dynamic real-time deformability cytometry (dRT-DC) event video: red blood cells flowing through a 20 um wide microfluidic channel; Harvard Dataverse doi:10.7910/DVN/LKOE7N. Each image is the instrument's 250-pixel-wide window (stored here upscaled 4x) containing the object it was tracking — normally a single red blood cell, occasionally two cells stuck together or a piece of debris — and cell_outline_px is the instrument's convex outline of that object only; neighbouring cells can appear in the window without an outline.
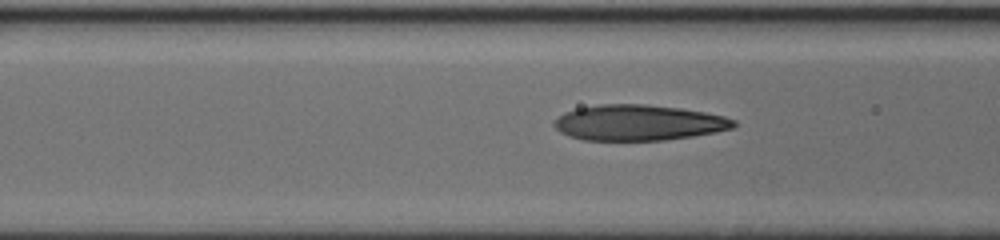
{"species": "human", "species_latin": "Homo sapiens", "temperature_condition": "cold", "stored_images_in_passage": 22, "camera_frame_rate_fps": 3000, "um_per_image_px": 0.085, "donor": {"sex": "female"}, "frame": {"image": 1, "passage_image": 19, "time_ms": 6.0, "image_size_px": [1000, 240], "cell_outline_px": [[736, 124], [732, 128], [716, 132], [692, 136], [664, 140], [584, 140], [568, 136], [560, 132], [552, 124], [564, 112], [576, 108], [600, 104], [644, 104], [680, 108], [704, 112], [724, 116], [736, 120]], "centroid_in_image_um": [54.26, 10.42], "position_along_channel_um": 112.3, "area_um2": 37.28}}